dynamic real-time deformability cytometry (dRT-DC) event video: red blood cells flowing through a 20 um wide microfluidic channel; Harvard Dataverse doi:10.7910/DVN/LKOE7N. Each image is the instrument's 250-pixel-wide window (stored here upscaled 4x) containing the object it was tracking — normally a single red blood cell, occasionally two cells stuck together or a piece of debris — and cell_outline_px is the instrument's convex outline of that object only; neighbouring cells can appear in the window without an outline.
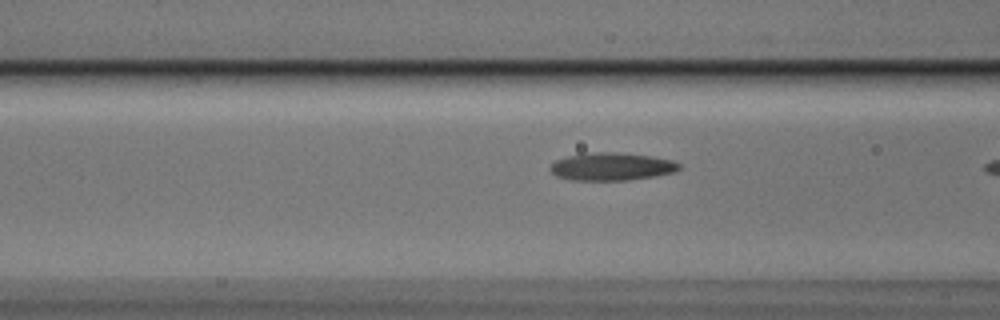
{"species": "Egyptian fruit bat (a non-hibernating species)", "species_latin": "Rousettus aegyptiacus", "temperature_condition": "cold", "stored_images_in_passage": 11, "camera_frame_rate_fps": 3000, "um_per_image_px": 0.085, "animal": {"sex": "male"}, "frame": {"image": 1, "passage_image": 10, "time_ms": 3.0, "image_size_px": [1000, 320], "cell_outline_px": [[680, 168], [676, 172], [656, 176], [628, 180], [572, 180], [556, 176], [548, 168], [556, 160], [568, 156], [584, 152], [616, 152], [652, 156], [672, 160], [680, 164]], "centroid_in_image_um": [51.99, 14.15], "position_along_channel_um": 114.6, "area_um2": 21.04}}